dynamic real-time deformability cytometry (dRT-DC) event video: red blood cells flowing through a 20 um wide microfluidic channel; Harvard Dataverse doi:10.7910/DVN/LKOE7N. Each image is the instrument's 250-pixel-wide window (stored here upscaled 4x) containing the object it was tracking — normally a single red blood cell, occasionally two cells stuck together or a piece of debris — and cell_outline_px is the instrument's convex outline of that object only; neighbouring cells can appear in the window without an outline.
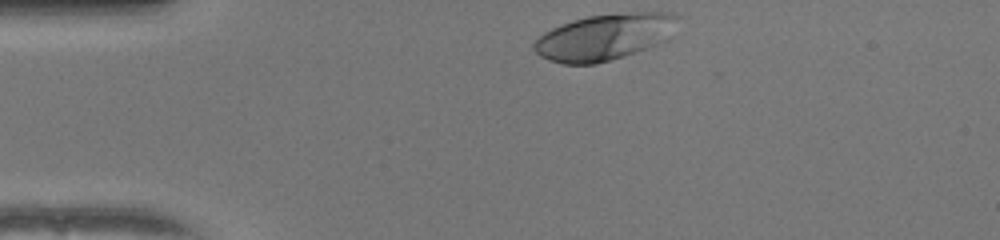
{"species": "human", "species_latin": "Homo sapiens", "temperature_condition": "warm", "stored_images_in_passage": 32, "camera_frame_rate_fps": 3000, "um_per_image_px": 0.085, "donor": {"sex": "female"}, "frame": {"image": 1, "passage_image": 1, "time_ms": 0.0, "image_size_px": [1000, 240], "cell_outline_px": [[680, 16], [672, 36], [668, 40], [624, 56], [596, 64], [564, 64], [548, 60], [540, 56], [532, 48], [532, 44], [544, 32], [560, 24], [572, 20], [588, 16], [636, 12], [672, 12]], "centroid_in_image_um": [51.41, 3.14], "position_along_channel_um": 33.6, "area_um2": 39.02}}
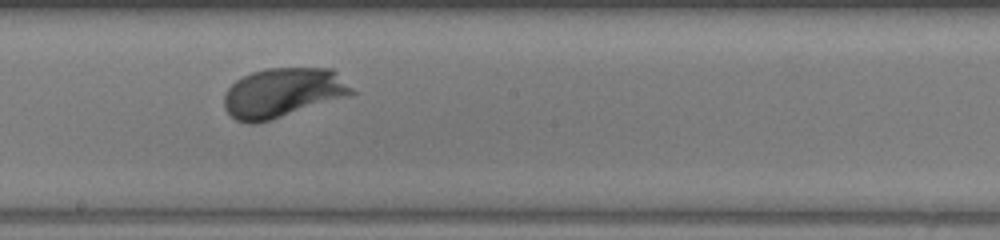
{"frame": {"image": 2, "passage_image": 19, "time_ms": 6.0, "image_size_px": [1000, 240], "cell_outline_px": [[356, 92], [352, 96], [268, 120], [252, 124], [248, 124], [236, 120], [224, 108], [224, 92], [236, 80], [252, 72], [264, 68], [332, 68]], "centroid_in_image_um": [24.05, 7.87], "position_along_channel_um": 224.2, "area_um2": 36.82}}
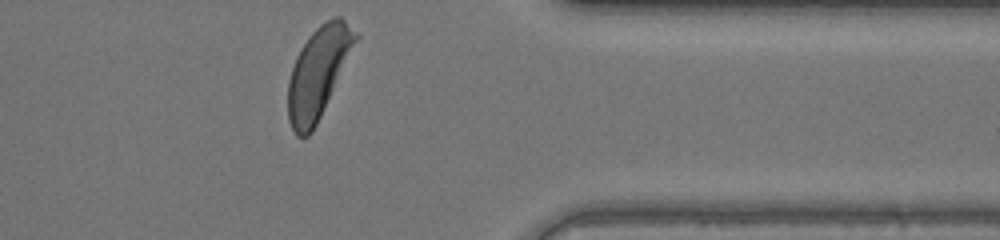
{"frame": {"image": 3, "passage_image": 32, "time_ms": 10.333, "image_size_px": [1000, 240], "cell_outline_px": [[360, 36], [312, 132], [308, 136], [296, 136], [288, 120], [288, 80], [296, 56], [300, 48], [308, 36], [320, 24], [332, 16], [340, 16]], "centroid_in_image_um": [27.04, 6.14], "position_along_channel_um": 384.4, "area_um2": 35.32}, "authors_computed_cell_mechanics": {"area_um2": 35.9805, "velocity_mm_per_s": 3.9904, "shape_relaxation_time_tau1_ms": 1.3346, "shape_relaxation_time_tau2_ms": null, "deformation_change_tau1": 0.1383, "deformation_change_tau2": null}}